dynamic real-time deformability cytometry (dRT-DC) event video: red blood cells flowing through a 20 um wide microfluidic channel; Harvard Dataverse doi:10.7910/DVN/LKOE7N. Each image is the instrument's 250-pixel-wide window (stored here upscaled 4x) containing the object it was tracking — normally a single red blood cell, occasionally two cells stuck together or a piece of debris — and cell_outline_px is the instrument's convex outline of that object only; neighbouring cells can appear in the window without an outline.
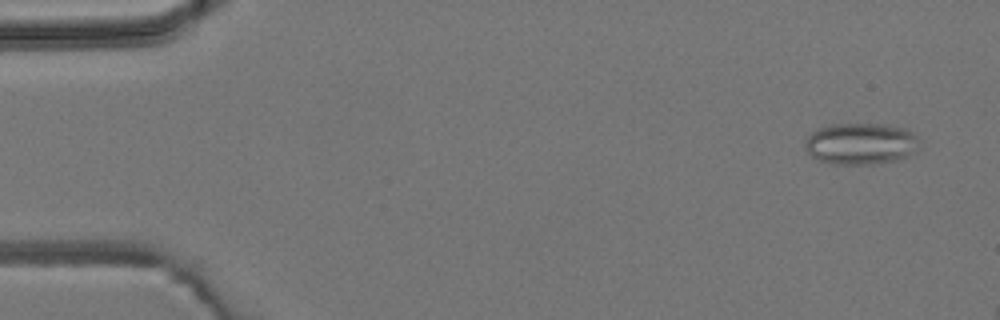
{"species": "common noctule bat (a hibernating species)", "species_latin": "Nyctalus noctula", "temperature_condition": "room temperature", "stored_images_in_passage": 4, "camera_frame_rate_fps": 3000, "um_per_image_px": 0.085, "animal": {"sex": "male", "body_mass_g": 19.2, "forearm_length_mm": 51.8}, "frame": {"image": 1, "passage_image": 1, "time_ms": 0.0, "image_size_px": [1000, 320], "cell_outline_px": [[920, 148], [916, 152], [908, 156], [896, 160], [872, 164], [832, 164], [820, 160], [812, 156], [804, 148], [804, 140], [816, 128], [832, 124], [884, 124], [908, 128], [920, 140]], "centroid_in_image_um": [73.19, 12.2], "position_along_channel_um": 11.8, "area_um2": 28.15}}